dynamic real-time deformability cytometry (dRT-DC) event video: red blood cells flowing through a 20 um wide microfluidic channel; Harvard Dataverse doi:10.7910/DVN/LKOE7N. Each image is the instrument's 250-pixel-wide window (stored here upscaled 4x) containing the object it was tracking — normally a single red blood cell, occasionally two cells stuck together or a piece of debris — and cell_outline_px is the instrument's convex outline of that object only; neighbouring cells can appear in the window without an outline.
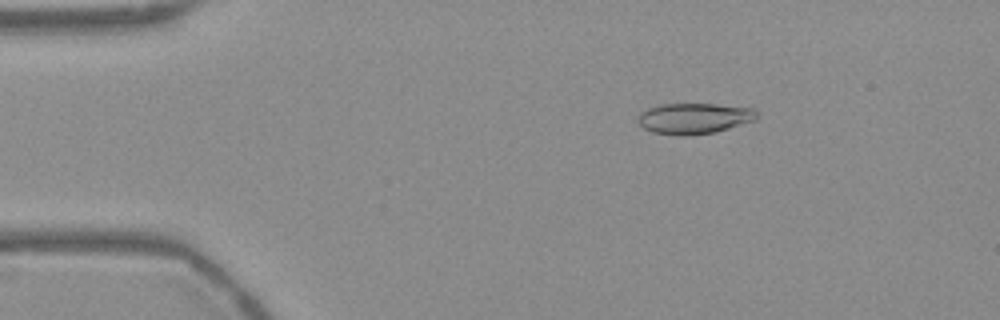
{"species": "Egyptian fruit bat (a non-hibernating species)", "species_latin": "Rousettus aegyptiacus", "temperature_condition": "warm", "stored_images_in_passage": 54, "camera_frame_rate_fps": 3000, "um_per_image_px": 0.085, "frame": {"image": 1, "passage_image": 9, "time_ms": 2.667, "image_size_px": [1000, 320], "cell_outline_px": [[756, 120], [716, 132], [684, 136], [680, 136], [652, 132], [644, 128], [636, 120], [636, 116], [640, 112], [648, 108], [660, 104], [716, 104], [752, 108], [756, 112]], "centroid_in_image_um": [58.95, 10.07], "position_along_channel_um": 26.0, "area_um2": 21.44}}
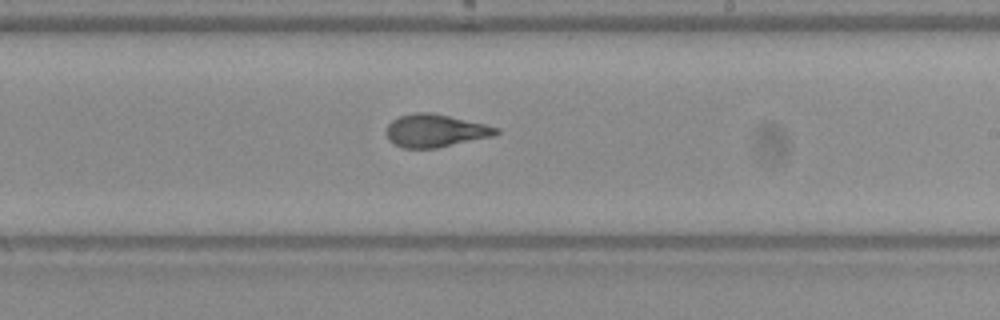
{"frame": {"image": 2, "passage_image": 32, "time_ms": 10.333, "image_size_px": [1000, 320], "cell_outline_px": [[500, 132], [496, 136], [436, 148], [404, 148], [392, 144], [388, 140], [388, 124], [392, 120], [400, 116], [412, 112], [432, 112], [484, 124], [500, 128]], "centroid_in_image_um": [37.03, 11.11], "position_along_channel_um": 252.0, "area_um2": 21.1}}
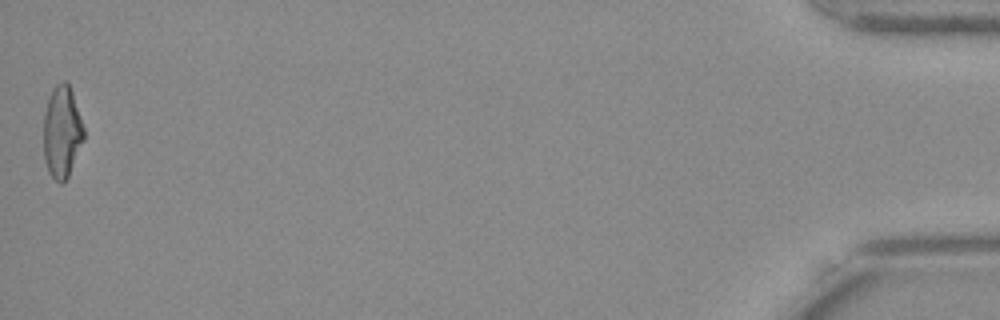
{"frame": {"image": 3, "passage_image": 54, "time_ms": 17.667, "image_size_px": [1000, 320], "cell_outline_px": [[84, 140], [68, 176], [60, 184], [48, 172], [44, 160], [44, 112], [52, 88], [60, 80], [68, 80], [84, 128]], "centroid_in_image_um": [5.26, 11.18], "position_along_channel_um": 429.9, "area_um2": 21.62}, "authors_computed_cell_mechanics": {"area_um2": 21.5016, "velocity_mm_per_s": 3.7703, "shape_relaxation_time_tau1_ms": 6.1476, "shape_relaxation_time_tau2_ms": 1.4516, "deformation_change_tau1": 0.2168, "deformation_change_tau2": 0.0807}}